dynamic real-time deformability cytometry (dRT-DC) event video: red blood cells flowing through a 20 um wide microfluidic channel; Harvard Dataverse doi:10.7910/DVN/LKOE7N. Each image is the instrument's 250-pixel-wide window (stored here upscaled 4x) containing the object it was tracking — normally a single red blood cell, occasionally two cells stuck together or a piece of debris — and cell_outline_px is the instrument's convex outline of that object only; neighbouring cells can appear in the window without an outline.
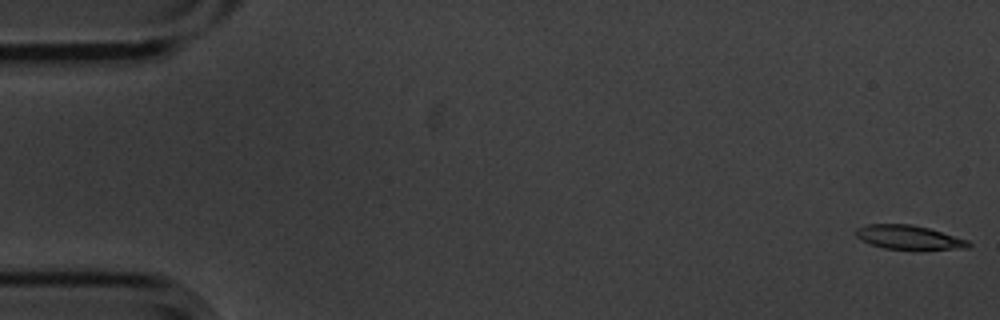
{"species": "common noctule bat (a hibernating species)", "species_latin": "Nyctalus noctula", "temperature_condition": "cold", "stored_images_in_passage": 11, "camera_frame_rate_fps": 3000, "um_per_image_px": 0.085, "animal": {"sex": "male", "body_mass_g": 20.1, "forearm_length_mm": 53.5}, "frame": {"image": 1, "passage_image": 1, "time_ms": 0.0, "image_size_px": [1000, 320], "cell_outline_px": [[972, 244], [968, 248], [884, 248], [860, 240], [856, 236], [856, 228], [868, 224], [912, 224], [928, 228], [968, 240]], "centroid_in_image_um": [77.21, 20.15], "position_along_channel_um": 7.8, "area_um2": 15.26}}
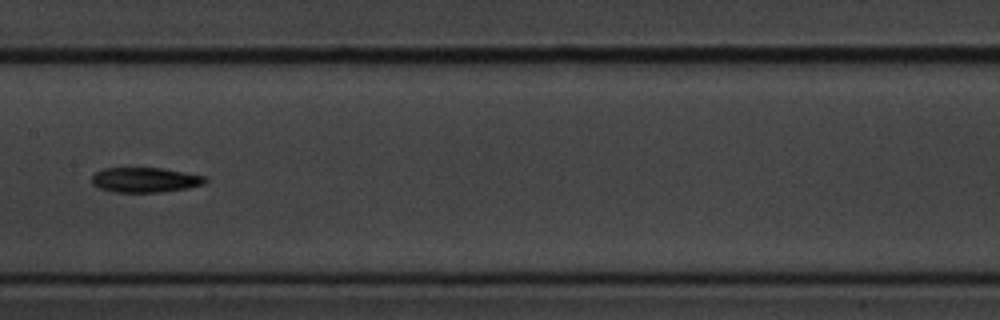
{"frame": {"image": 2, "passage_image": 8, "time_ms": 2.333, "image_size_px": [1000, 320], "cell_outline_px": [[208, 180], [204, 184], [188, 188], [160, 192], [112, 192], [96, 188], [92, 184], [92, 176], [96, 172], [104, 168], [160, 168], [184, 172], [204, 176]], "centroid_in_image_um": [12.3, 15.3], "position_along_channel_um": 195.1, "area_um2": 16.53}}
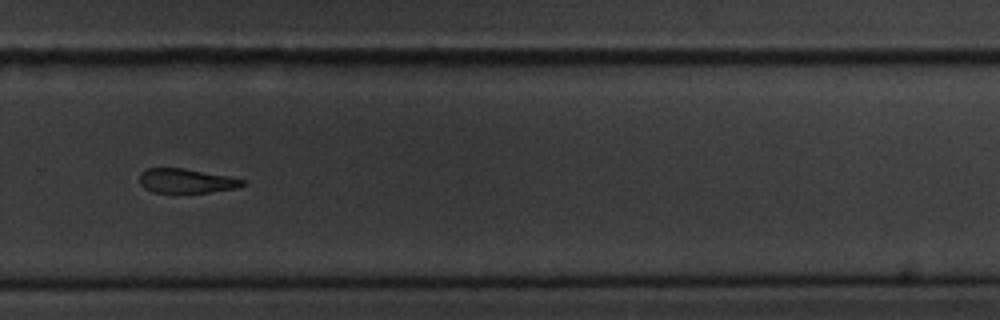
{"frame": {"image": 3, "passage_image": 11, "time_ms": 3.333, "image_size_px": [1000, 320], "cell_outline_px": [[244, 184], [236, 188], [208, 192], [152, 192], [144, 188], [140, 184], [140, 172], [148, 168], [184, 168], [228, 176], [244, 180]], "centroid_in_image_um": [15.79, 15.36], "position_along_channel_um": 314.0, "area_um2": 14.45}}